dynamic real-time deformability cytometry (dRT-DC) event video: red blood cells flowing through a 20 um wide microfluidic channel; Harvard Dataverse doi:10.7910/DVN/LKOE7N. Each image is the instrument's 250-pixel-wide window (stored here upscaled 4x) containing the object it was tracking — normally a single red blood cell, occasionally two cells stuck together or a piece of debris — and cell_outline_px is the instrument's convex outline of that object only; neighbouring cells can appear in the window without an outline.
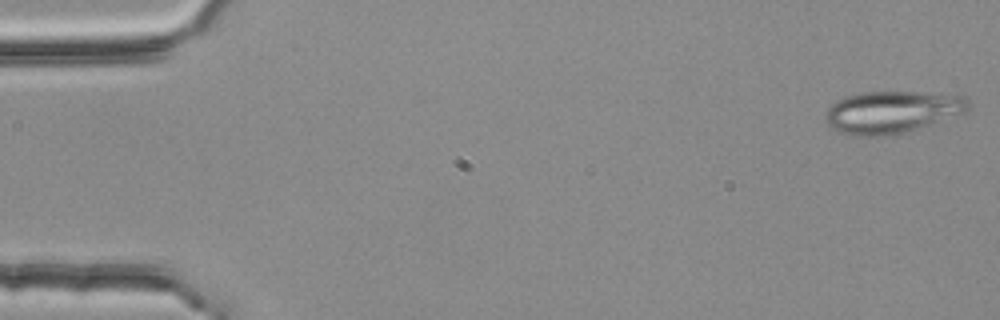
{"species": "common noctule bat (a hibernating species)", "species_latin": "Nyctalus noctula", "temperature_condition": "room temperature", "stored_images_in_passage": 5, "segment_of_instrument_passage": [2, 2], "camera_frame_rate_fps": 3000, "um_per_image_px": 0.085, "animal": {"sex": "female", "body_mass_g": 25.1}, "frame": {"image": 1, "passage_image": 5, "time_ms": 1.333, "image_size_px": [1000, 320], "cell_outline_px": [[968, 112], [892, 136], [856, 136], [840, 132], [832, 128], [824, 120], [824, 116], [828, 108], [836, 100], [860, 92], [916, 92], [960, 96], [968, 100]], "centroid_in_image_um": [75.77, 9.54], "position_along_channel_um": 9.2, "area_um2": 34.97}}